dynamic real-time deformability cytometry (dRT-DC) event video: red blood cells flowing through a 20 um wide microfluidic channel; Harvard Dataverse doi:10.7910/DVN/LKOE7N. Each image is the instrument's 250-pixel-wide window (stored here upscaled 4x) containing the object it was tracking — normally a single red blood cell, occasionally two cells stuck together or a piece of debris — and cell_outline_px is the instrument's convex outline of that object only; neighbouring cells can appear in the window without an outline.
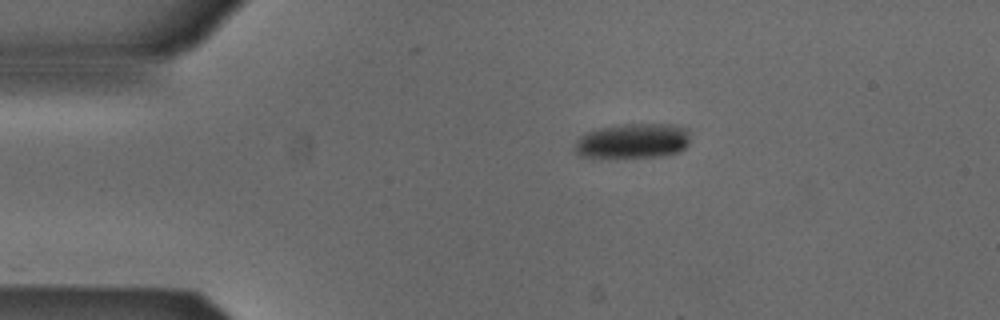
{"species": "Egyptian fruit bat (a non-hibernating species)", "species_latin": "Rousettus aegyptiacus", "temperature_condition": "cold", "stored_images_in_passage": 4, "camera_frame_rate_fps": 3000, "um_per_image_px": 0.085, "animal": {"sex": "male"}, "frame": {"image": 1, "passage_image": 1, "time_ms": 0.0, "image_size_px": [1000, 320], "cell_outline_px": [[692, 132], [688, 144], [680, 152], [664, 156], [600, 160], [592, 160], [576, 156], [572, 148], [572, 144], [584, 132], [600, 128], [624, 124], [676, 124], [688, 128]], "centroid_in_image_um": [53.71, 12.03], "position_along_channel_um": 31.3, "area_um2": 25.2}}
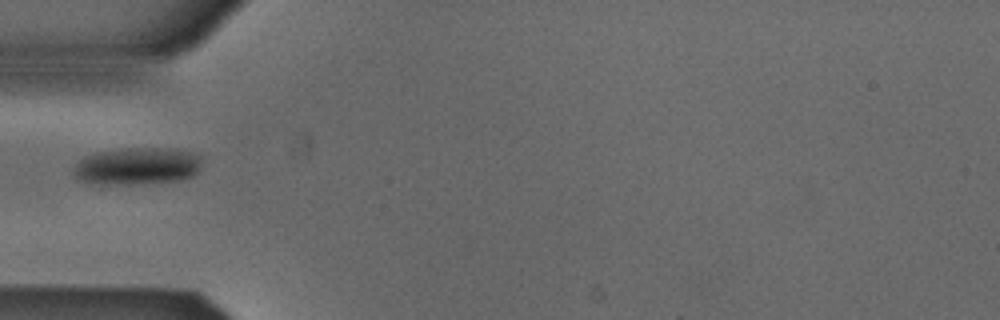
{"frame": {"image": 2, "passage_image": 3, "time_ms": 0.667, "image_size_px": [1000, 320], "cell_outline_px": [[200, 160], [196, 172], [192, 176], [180, 180], [132, 184], [92, 184], [76, 180], [72, 172], [76, 164], [84, 156], [96, 152], [128, 148], [176, 148], [196, 152], [200, 156]], "centroid_in_image_um": [11.62, 14.11], "position_along_channel_um": 73.4, "area_um2": 28.09}}